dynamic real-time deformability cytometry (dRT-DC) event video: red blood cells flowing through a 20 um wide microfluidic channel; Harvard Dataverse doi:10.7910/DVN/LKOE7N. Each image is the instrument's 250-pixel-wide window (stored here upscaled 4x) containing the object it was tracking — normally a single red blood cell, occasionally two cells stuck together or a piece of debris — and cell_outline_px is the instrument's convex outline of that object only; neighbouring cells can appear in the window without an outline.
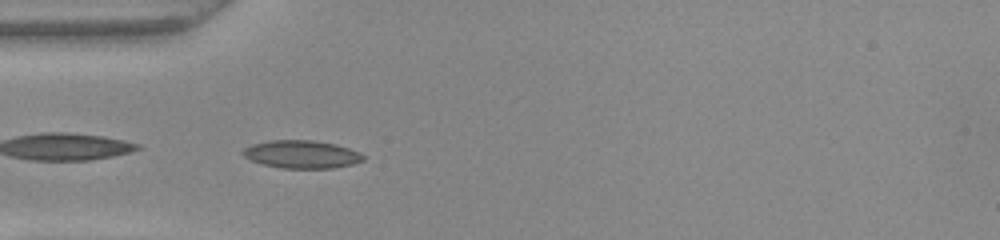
{"species": "common noctule bat (a hibernating species)", "species_latin": "Nyctalus noctula", "temperature_condition": "warm", "stored_images_in_passage": 10, "camera_frame_rate_fps": 3000, "um_per_image_px": 0.085, "animal": {"sex": "female", "body_mass_g": 22.0, "forearm_length_mm": 56.7}, "frame": {"image": 1, "passage_image": 6, "time_ms": 1.667, "image_size_px": [1000, 240], "cell_outline_px": [[364, 160], [352, 164], [332, 168], [280, 168], [260, 164], [244, 156], [240, 152], [244, 148], [252, 144], [268, 140], [312, 140], [336, 144], [360, 152], [364, 156]], "centroid_in_image_um": [25.61, 13.11], "position_along_channel_um": 59.4, "area_um2": 19.65}}
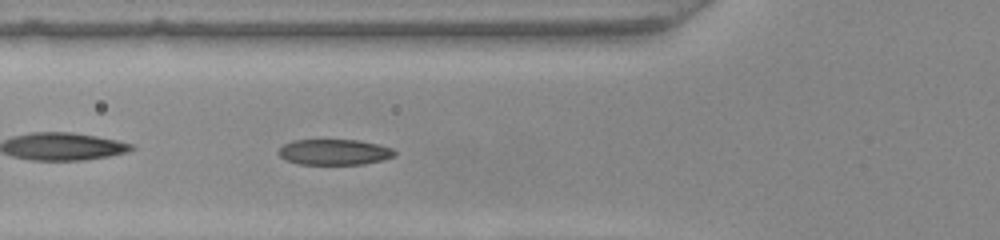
{"frame": {"image": 2, "passage_image": 9, "time_ms": 2.667, "image_size_px": [1000, 240], "cell_outline_px": [[396, 156], [384, 160], [364, 164], [300, 164], [284, 160], [276, 152], [284, 144], [292, 140], [356, 140], [376, 144], [392, 148], [396, 152]], "centroid_in_image_um": [28.41, 12.93], "position_along_channel_um": 97.4, "area_um2": 17.46}}